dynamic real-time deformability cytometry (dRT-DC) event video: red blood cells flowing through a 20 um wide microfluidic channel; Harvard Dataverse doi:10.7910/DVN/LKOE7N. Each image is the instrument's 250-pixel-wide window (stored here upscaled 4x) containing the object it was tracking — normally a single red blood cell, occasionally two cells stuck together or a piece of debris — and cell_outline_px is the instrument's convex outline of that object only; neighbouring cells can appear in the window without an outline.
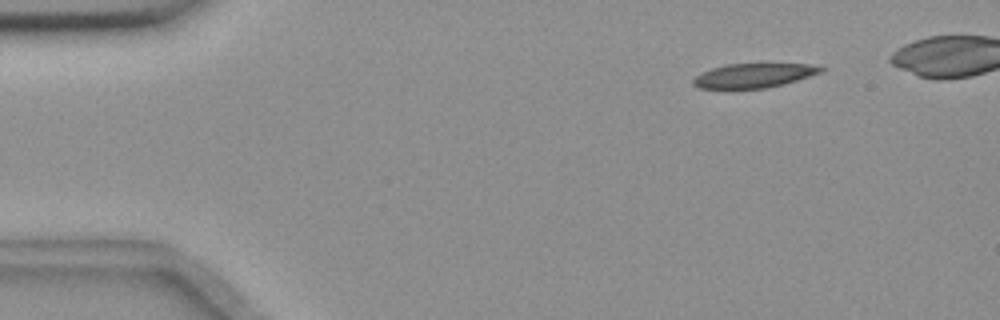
{"species": "common noctule bat (a hibernating species)", "species_latin": "Nyctalus noctula", "temperature_condition": "room temperature", "stored_images_in_passage": 16, "camera_frame_rate_fps": 3000, "um_per_image_px": 0.085, "animal": {"sex": "female", "body_mass_g": 18.4}, "frame": {"image": 1, "passage_image": 7, "time_ms": 2.0, "image_size_px": [1000, 320], "cell_outline_px": [[828, 68], [820, 72], [796, 80], [764, 88], [700, 88], [692, 84], [692, 80], [696, 76], [712, 68], [728, 64], [812, 64]], "centroid_in_image_um": [64.07, 6.41], "position_along_channel_um": 20.9, "area_um2": 17.63}}